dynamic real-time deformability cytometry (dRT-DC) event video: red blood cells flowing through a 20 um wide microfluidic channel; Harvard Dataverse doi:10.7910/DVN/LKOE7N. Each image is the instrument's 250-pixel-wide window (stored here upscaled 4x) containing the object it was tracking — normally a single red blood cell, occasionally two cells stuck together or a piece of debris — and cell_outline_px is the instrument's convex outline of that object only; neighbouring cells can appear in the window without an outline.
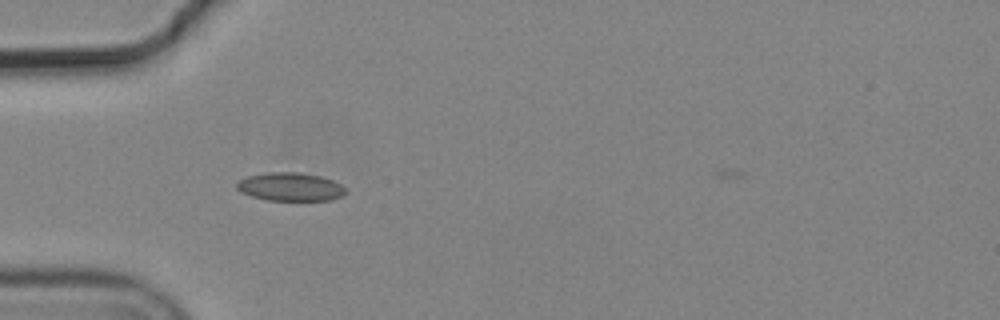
{"species": "common noctule bat (a hibernating species)", "species_latin": "Nyctalus noctula", "temperature_condition": "cold", "stored_images_in_passage": 6, "camera_frame_rate_fps": 3000, "um_per_image_px": 0.085, "animal": {"sex": "male", "body_mass_g": 19.2, "forearm_length_mm": 51.8}, "frame": {"image": 1, "passage_image": 1, "time_ms": 0.0, "image_size_px": [1000, 320], "cell_outline_px": [[348, 192], [340, 196], [328, 200], [268, 200], [252, 196], [240, 192], [236, 188], [236, 184], [240, 180], [248, 176], [264, 172], [296, 172], [320, 176], [332, 180], [340, 184]], "centroid_in_image_um": [24.65, 15.87], "position_along_channel_um": 60.3, "area_um2": 17.86}}
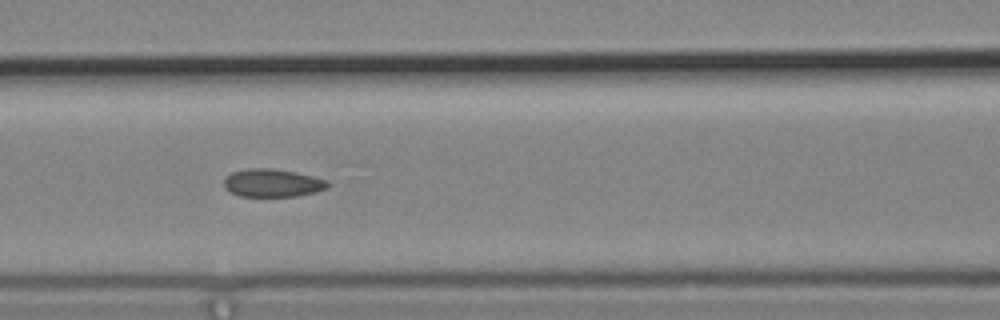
{"frame": {"image": 2, "passage_image": 3, "time_ms": 0.667, "image_size_px": [1000, 320], "cell_outline_px": [[332, 184], [328, 188], [316, 192], [296, 196], [240, 196], [224, 188], [224, 180], [232, 172], [248, 168], [272, 168], [296, 172], [328, 180]], "centroid_in_image_um": [23.21, 15.55], "position_along_channel_um": 143.4, "area_um2": 16.99}}
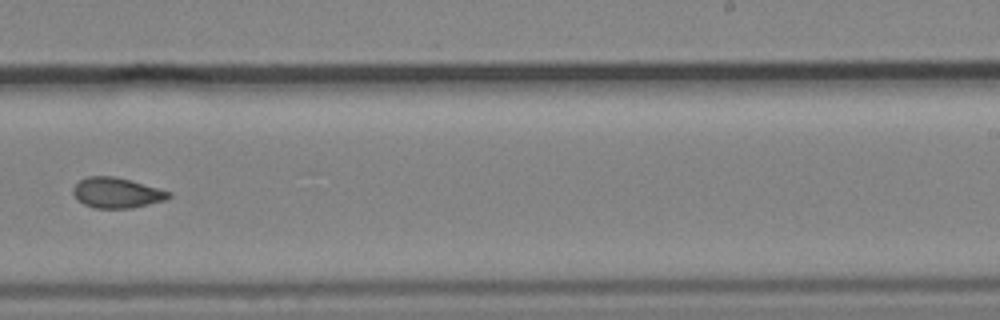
{"frame": {"image": 3, "passage_image": 6, "time_ms": 1.667, "image_size_px": [1000, 320], "cell_outline_px": [[172, 196], [164, 200], [132, 208], [96, 208], [84, 204], [76, 200], [72, 192], [72, 188], [80, 180], [88, 176], [116, 176], [172, 192]], "centroid_in_image_um": [9.9, 16.38], "position_along_channel_um": 279.1, "area_um2": 16.94}}